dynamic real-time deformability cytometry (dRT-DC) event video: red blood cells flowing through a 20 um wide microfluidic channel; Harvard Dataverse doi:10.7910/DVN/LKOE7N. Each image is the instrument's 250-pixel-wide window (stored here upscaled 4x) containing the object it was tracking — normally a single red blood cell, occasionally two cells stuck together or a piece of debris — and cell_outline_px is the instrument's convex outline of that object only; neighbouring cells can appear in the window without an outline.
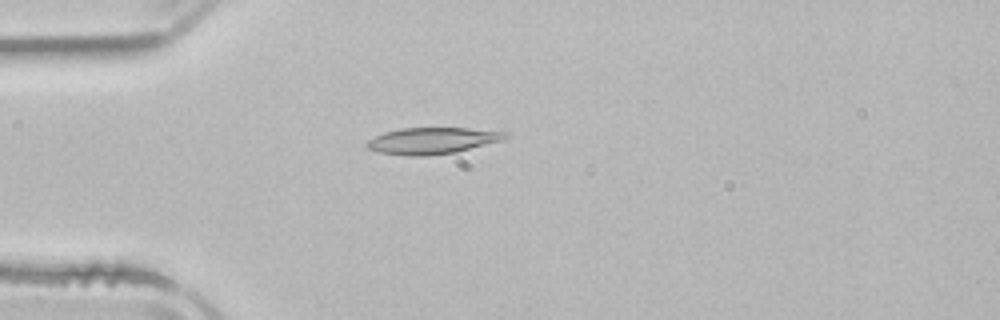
{"species": "common noctule bat (a hibernating species)", "species_latin": "Nyctalus noctula", "temperature_condition": "room temperature", "stored_images_in_passage": 3, "camera_frame_rate_fps": 3000, "um_per_image_px": 0.085, "animal": {"sex": "male", "body_mass_g": 21.5, "forearm_length_mm": 52.0}, "frame": {"image": 1, "passage_image": 3, "time_ms": 2.667, "image_size_px": [1000, 320], "cell_outline_px": [[508, 136], [504, 140], [456, 152], [428, 156], [404, 156], [380, 152], [368, 148], [364, 144], [368, 140], [384, 132], [400, 128], [468, 128], [508, 132]], "centroid_in_image_um": [36.75, 11.96], "position_along_channel_um": 48.3, "area_um2": 21.44}}